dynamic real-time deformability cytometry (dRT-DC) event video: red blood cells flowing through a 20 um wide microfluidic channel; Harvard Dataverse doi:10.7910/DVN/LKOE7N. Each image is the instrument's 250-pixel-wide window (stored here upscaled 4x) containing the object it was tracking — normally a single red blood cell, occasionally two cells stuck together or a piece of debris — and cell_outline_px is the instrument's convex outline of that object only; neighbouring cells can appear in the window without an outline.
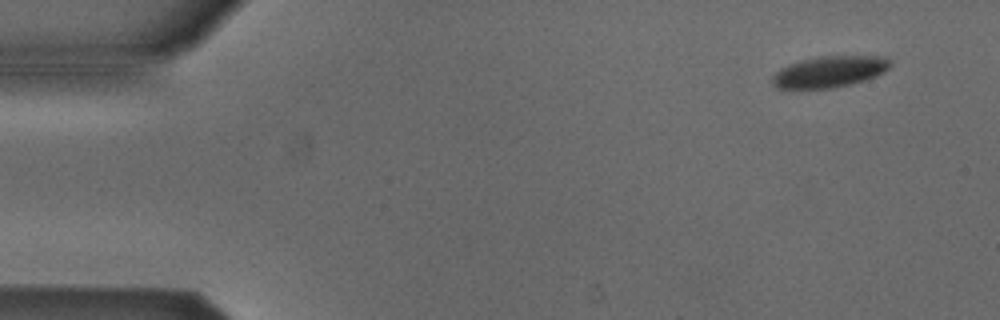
{"species": "Egyptian fruit bat (a non-hibernating species)", "species_latin": "Rousettus aegyptiacus", "temperature_condition": "cold", "stored_images_in_passage": 50, "camera_frame_rate_fps": 3000, "um_per_image_px": 0.085, "animal": {"sex": "male"}, "frame": {"image": 1, "passage_image": 1, "time_ms": 0.0, "image_size_px": [1000, 320], "cell_outline_px": [[892, 64], [884, 72], [876, 76], [864, 80], [832, 88], [780, 88], [772, 84], [772, 76], [780, 68], [788, 64], [800, 60], [820, 56], [888, 56], [892, 60]], "centroid_in_image_um": [70.54, 6.07], "position_along_channel_um": 14.5, "area_um2": 21.5}}
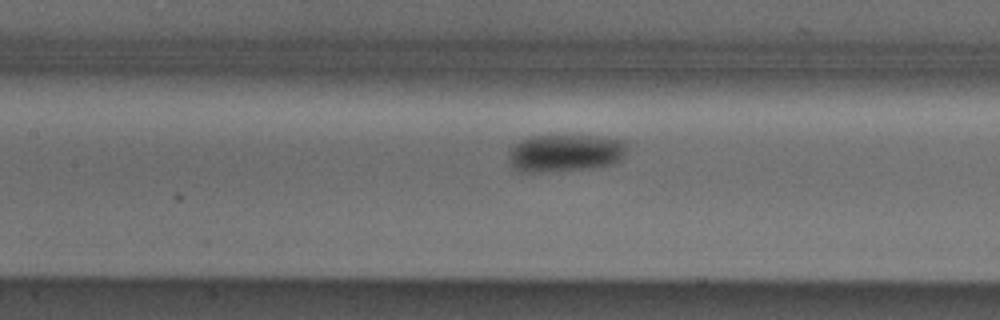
{"frame": {"image": 2, "passage_image": 21, "time_ms": 6.667, "image_size_px": [1000, 320], "cell_outline_px": [[628, 144], [620, 160], [612, 164], [588, 168], [532, 172], [516, 168], [512, 164], [508, 156], [508, 152], [520, 140], [532, 136], [600, 136], [624, 140]], "centroid_in_image_um": [48.08, 12.98], "position_along_channel_um": 159.3, "area_um2": 25.32}}
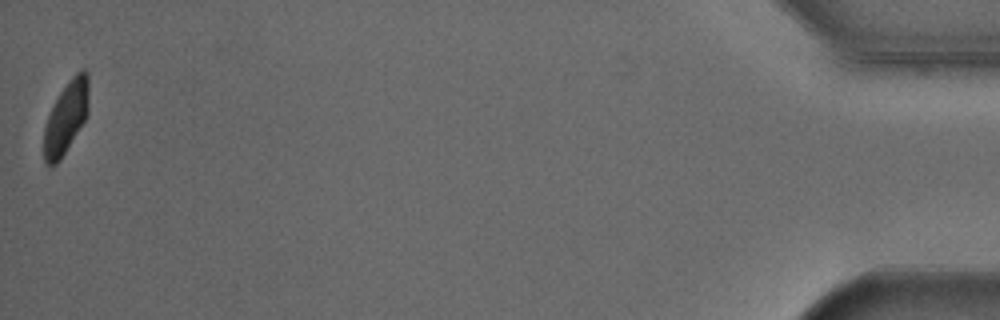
{"frame": {"image": 3, "passage_image": 50, "time_ms": 16.333, "image_size_px": [1000, 320], "cell_outline_px": [[88, 112], [84, 120], [60, 160], [56, 164], [48, 164], [44, 160], [44, 128], [48, 116], [60, 92], [72, 76], [80, 68], [84, 68], [88, 72]], "centroid_in_image_um": [5.63, 9.93], "position_along_channel_um": 429.6, "area_um2": 18.5}, "authors_computed_cell_mechanics": {"area_um2": 23.8425, "velocity_mm_per_s": 3.8387, "shape_relaxation_time_tau1_ms": 4.8138, "shape_relaxation_time_tau2_ms": null, "deformation_change_tau1": 0.1097, "deformation_change_tau2": null}}